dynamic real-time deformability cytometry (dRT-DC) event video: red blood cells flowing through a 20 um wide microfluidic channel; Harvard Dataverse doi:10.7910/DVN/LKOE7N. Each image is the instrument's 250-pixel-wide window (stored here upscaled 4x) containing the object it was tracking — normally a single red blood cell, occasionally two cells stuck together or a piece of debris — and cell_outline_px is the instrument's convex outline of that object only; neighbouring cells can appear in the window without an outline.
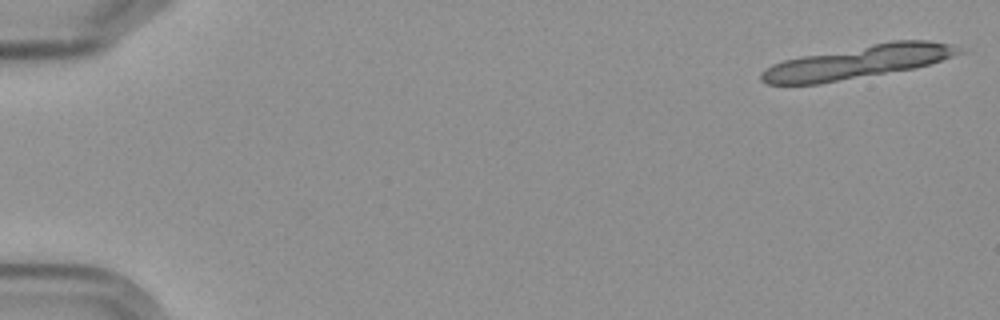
{"species": "Egyptian fruit bat (a non-hibernating species)", "species_latin": "Rousettus aegyptiacus", "temperature_condition": "cold", "stored_images_in_passage": 6, "segment_of_instrument_passage": [2, 2], "camera_frame_rate_fps": 3000, "um_per_image_px": 0.085, "frame": {"image": 1, "passage_image": 6, "time_ms": 6.0, "image_size_px": [1000, 320], "cell_outline_px": [[968, 52], [916, 68], [820, 84], [764, 84], [760, 80], [760, 72], [764, 68], [772, 64], [784, 60], [800, 56], [892, 40], [928, 40], [948, 44]], "centroid_in_image_um": [72.9, 5.28], "position_along_channel_um": 12.1, "area_um2": 38.38}}